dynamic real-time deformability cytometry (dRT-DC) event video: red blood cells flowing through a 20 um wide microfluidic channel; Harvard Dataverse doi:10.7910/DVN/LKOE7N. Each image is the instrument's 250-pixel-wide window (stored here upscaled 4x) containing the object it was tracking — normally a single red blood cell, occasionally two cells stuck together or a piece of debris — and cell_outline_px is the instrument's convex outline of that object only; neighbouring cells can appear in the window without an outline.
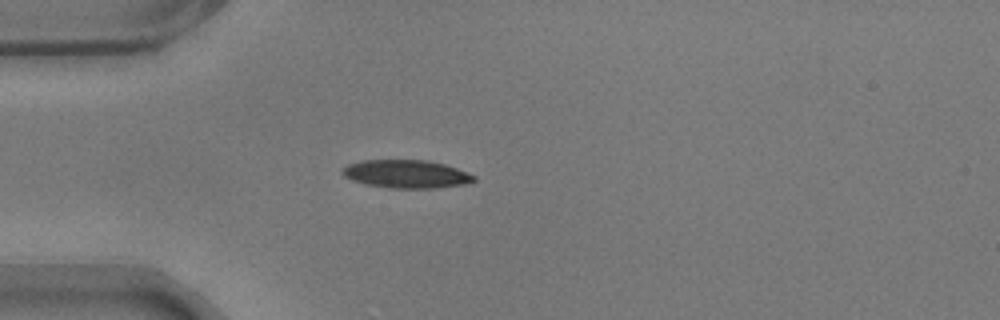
{"species": "common noctule bat (a hibernating species)", "species_latin": "Nyctalus noctula", "temperature_condition": "warm", "stored_images_in_passage": 20, "camera_frame_rate_fps": 3000, "um_per_image_px": 0.085, "animal": {"sex": "male", "body_mass_g": 17.9}, "frame": {"image": 1, "passage_image": 1, "time_ms": 0.0, "image_size_px": [1000, 320], "cell_outline_px": [[476, 180], [464, 184], [436, 188], [388, 188], [364, 184], [352, 180], [344, 176], [340, 172], [348, 164], [364, 160], [424, 160], [444, 164], [468, 172], [476, 176]], "centroid_in_image_um": [34.53, 14.8], "position_along_channel_um": 50.5, "area_um2": 21.56}}
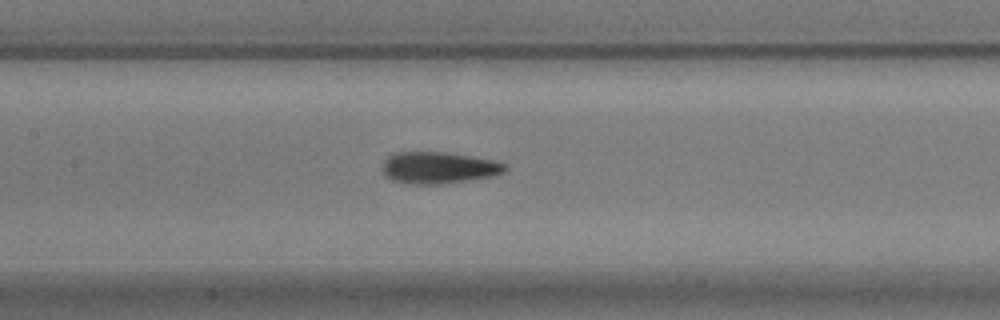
{"frame": {"image": 2, "passage_image": 12, "time_ms": 3.667, "image_size_px": [1000, 320], "cell_outline_px": [[508, 168], [504, 172], [492, 176], [440, 184], [404, 184], [392, 180], [384, 176], [384, 160], [388, 156], [396, 152], [444, 152], [492, 160], [504, 164]], "centroid_in_image_um": [37.23, 14.26], "position_along_channel_um": 170.2, "area_um2": 22.43}}
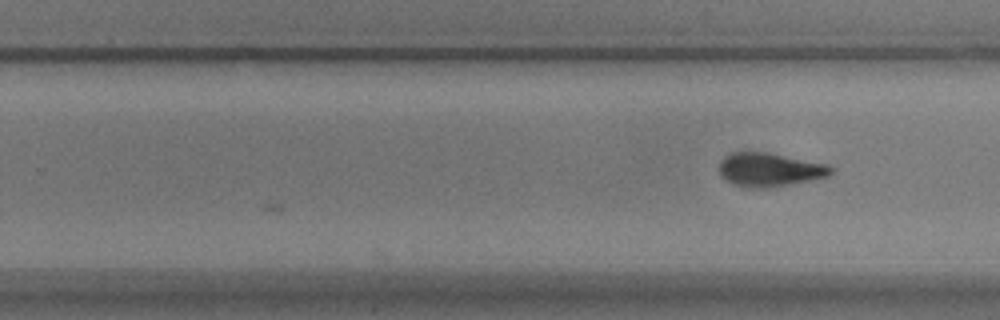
{"frame": {"image": 3, "passage_image": 20, "time_ms": 6.333, "image_size_px": [1000, 320], "cell_outline_px": [[836, 168], [828, 176], [792, 184], [764, 188], [752, 188], [732, 184], [720, 176], [720, 160], [724, 156], [732, 152], [764, 152], [828, 164]], "centroid_in_image_um": [65.41, 14.43], "position_along_channel_um": 264.4, "area_um2": 21.91}}